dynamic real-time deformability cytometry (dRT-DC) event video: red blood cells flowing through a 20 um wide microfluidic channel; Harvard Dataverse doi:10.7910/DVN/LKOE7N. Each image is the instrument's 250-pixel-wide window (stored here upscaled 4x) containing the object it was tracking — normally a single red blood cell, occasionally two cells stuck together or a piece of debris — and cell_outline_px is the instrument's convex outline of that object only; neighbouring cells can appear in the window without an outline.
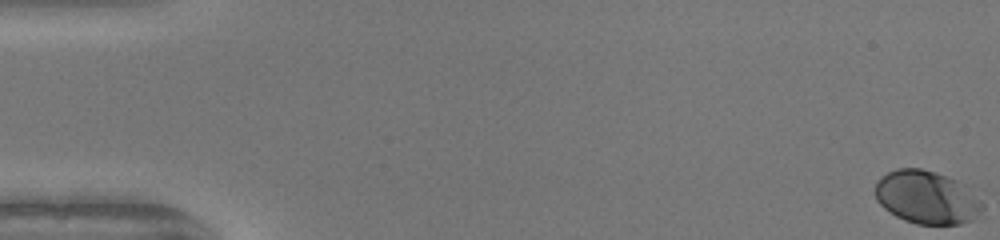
{"species": "human", "species_latin": "Homo sapiens", "temperature_condition": "warm", "stored_images_in_passage": 51, "camera_frame_rate_fps": 3000, "um_per_image_px": 0.085, "donor": {"sex": "female"}, "frame": {"image": 1, "passage_image": 1, "time_ms": 0.0, "image_size_px": [1000, 240], "cell_outline_px": [[984, 208], [972, 220], [960, 224], [916, 224], [904, 220], [896, 216], [884, 208], [876, 200], [876, 184], [880, 176], [896, 168], [920, 168], [956, 180], [984, 204]], "centroid_in_image_um": [78.73, 16.79], "position_along_channel_um": 6.3, "area_um2": 32.71}}
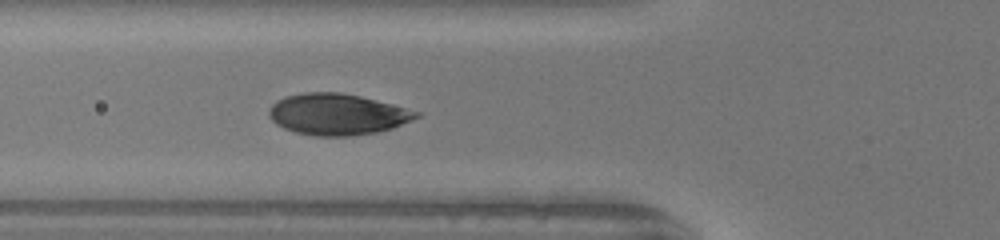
{"frame": {"image": 2, "passage_image": 20, "time_ms": 6.333, "image_size_px": [1000, 240], "cell_outline_px": [[420, 116], [412, 120], [392, 128], [376, 132], [352, 136], [316, 136], [296, 132], [284, 128], [276, 124], [268, 116], [268, 108], [276, 100], [284, 96], [304, 92], [340, 92], [360, 96], [420, 112]], "centroid_in_image_um": [28.62, 9.71], "position_along_channel_um": 97.2, "area_um2": 35.37}}
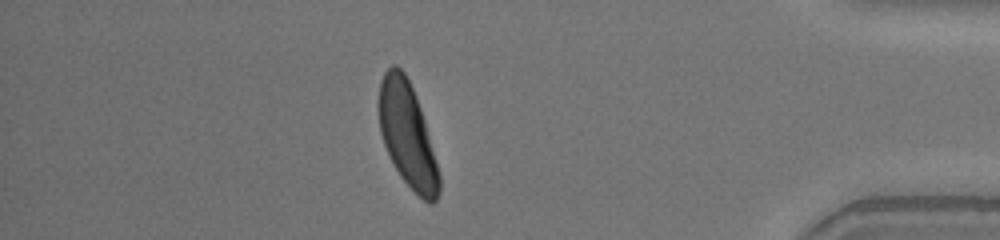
{"frame": {"image": 3, "passage_image": 45, "time_ms": 14.667, "image_size_px": [1000, 240], "cell_outline_px": [[440, 188], [436, 200], [432, 204], [428, 204], [400, 176], [384, 144], [380, 132], [376, 104], [380, 80], [384, 72], [392, 64], [396, 64], [404, 72], [416, 96], [424, 120], [440, 176]], "centroid_in_image_um": [34.58, 11.41], "position_along_channel_um": 400.6, "area_um2": 36.47}, "authors_computed_cell_mechanics": {"area_um2": 35.4314, "velocity_mm_per_s": 4.132, "shape_relaxation_time_tau1_ms": 1.9487, "shape_relaxation_time_tau2_ms": null, "deformation_change_tau1": 0.1431, "deformation_change_tau2": null}}